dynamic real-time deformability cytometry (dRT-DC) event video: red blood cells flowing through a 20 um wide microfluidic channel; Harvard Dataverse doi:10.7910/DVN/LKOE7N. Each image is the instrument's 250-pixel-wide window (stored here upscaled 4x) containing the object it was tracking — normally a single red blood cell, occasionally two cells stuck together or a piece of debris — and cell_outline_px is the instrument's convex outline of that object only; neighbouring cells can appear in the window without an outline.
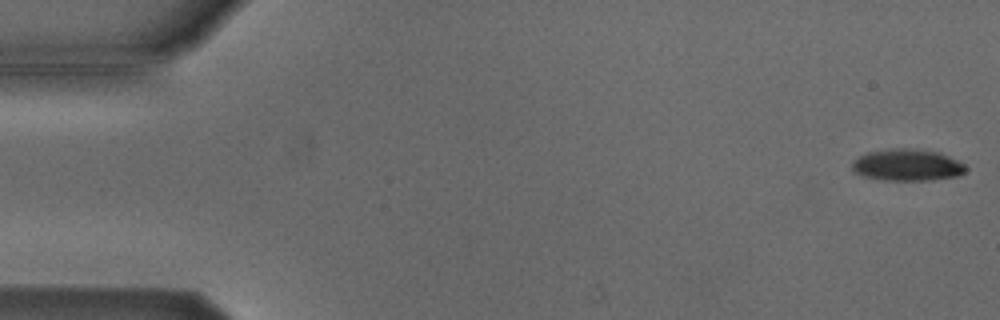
{"species": "Egyptian fruit bat (a non-hibernating species)", "species_latin": "Rousettus aegyptiacus", "temperature_condition": "cold", "stored_images_in_passage": 53, "camera_frame_rate_fps": 3000, "um_per_image_px": 0.085, "animal": {"sex": "male"}, "frame": {"image": 1, "passage_image": 1, "time_ms": 0.0, "image_size_px": [1000, 320], "cell_outline_px": [[968, 168], [960, 176], [932, 180], [884, 180], [864, 176], [852, 172], [852, 160], [868, 152], [900, 148], [912, 148], [940, 152], [964, 164]], "centroid_in_image_um": [77.13, 14.03], "position_along_channel_um": 7.9, "area_um2": 21.1}}
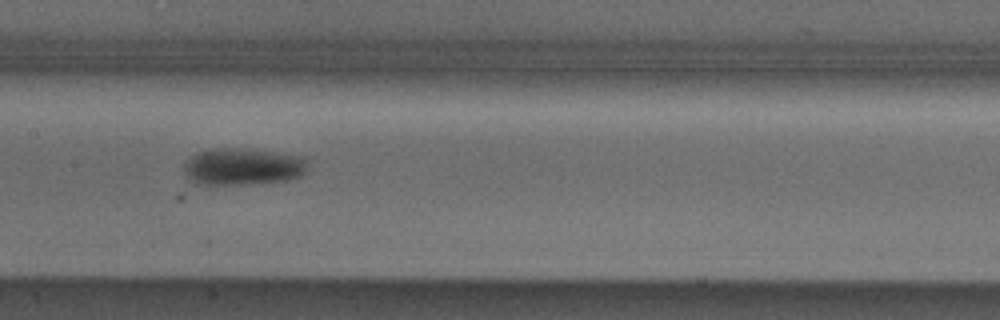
{"frame": {"image": 2, "passage_image": 26, "time_ms": 8.333, "image_size_px": [1000, 320], "cell_outline_px": [[308, 160], [304, 172], [300, 176], [288, 180], [248, 184], [196, 184], [188, 180], [184, 176], [184, 164], [196, 152], [212, 148], [236, 148], [304, 156]], "centroid_in_image_um": [20.59, 14.17], "position_along_channel_um": 186.8, "area_um2": 26.7}}
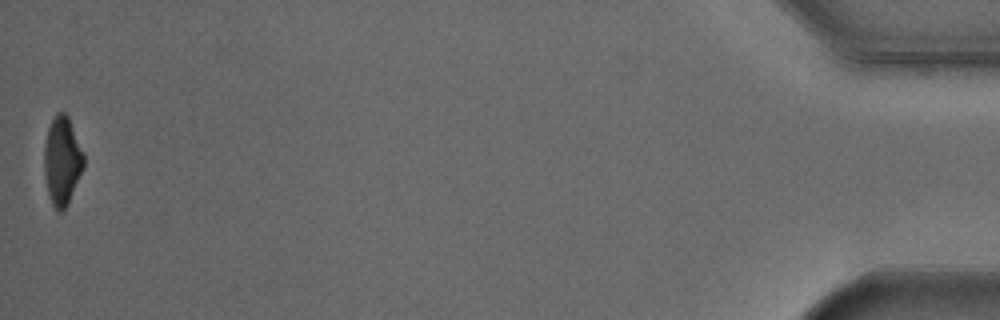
{"frame": {"image": 3, "passage_image": 53, "time_ms": 17.333, "image_size_px": [1000, 320], "cell_outline_px": [[84, 168], [68, 204], [64, 212], [56, 212], [48, 196], [44, 172], [44, 144], [48, 128], [56, 112], [64, 112], [68, 116], [84, 156]], "centroid_in_image_um": [5.27, 13.72], "position_along_channel_um": 429.9, "area_um2": 20.52}, "authors_computed_cell_mechanics": {"area_um2": 23.2934, "velocity_mm_per_s": 3.8229, "shape_relaxation_time_tau1_ms": 2.4568, "shape_relaxation_time_tau2_ms": null, "deformation_change_tau1": 0.1303, "deformation_change_tau2": null}}